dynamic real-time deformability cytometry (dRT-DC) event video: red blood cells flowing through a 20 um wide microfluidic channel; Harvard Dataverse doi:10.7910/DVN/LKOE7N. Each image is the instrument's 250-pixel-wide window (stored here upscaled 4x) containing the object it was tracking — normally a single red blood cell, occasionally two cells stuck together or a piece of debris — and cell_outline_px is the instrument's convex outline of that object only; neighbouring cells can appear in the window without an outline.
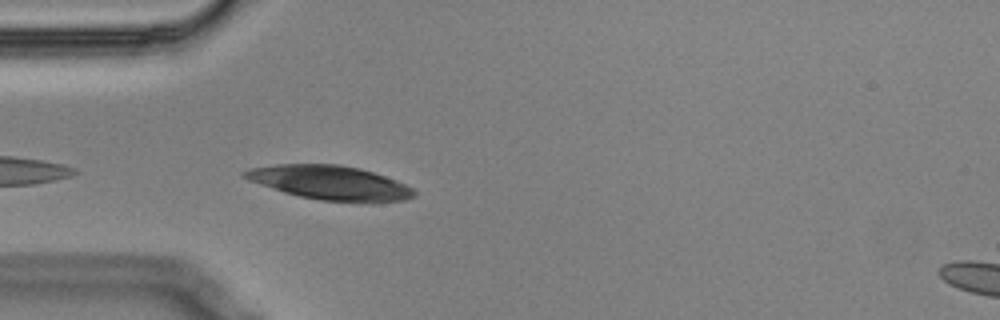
{"species": "Egyptian fruit bat (a non-hibernating species)", "species_latin": "Rousettus aegyptiacus", "temperature_condition": "cold", "stored_images_in_passage": 10, "camera_frame_rate_fps": 3000, "um_per_image_px": 0.085, "animal": {"sex": "male"}, "frame": {"image": 1, "passage_image": 2, "time_ms": 0.333, "image_size_px": [1000, 320], "cell_outline_px": [[416, 196], [404, 200], [372, 204], [360, 204], [320, 200], [300, 196], [284, 192], [248, 180], [240, 176], [240, 172], [252, 168], [276, 164], [340, 164], [360, 168], [396, 180], [412, 188], [416, 192]], "centroid_in_image_um": [28.1, 15.55], "position_along_channel_um": 56.9, "area_um2": 34.28}}
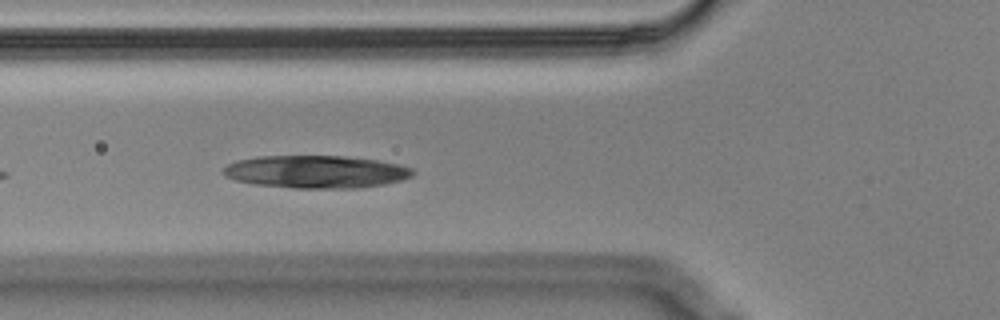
{"frame": {"image": 2, "passage_image": 6, "time_ms": 1.667, "image_size_px": [1000, 320], "cell_outline_px": [[416, 172], [412, 176], [400, 180], [384, 184], [356, 188], [296, 188], [252, 184], [236, 180], [224, 176], [220, 172], [228, 164], [236, 160], [260, 156], [344, 156], [376, 160], [400, 164], [412, 168]], "centroid_in_image_um": [26.84, 14.6], "position_along_channel_um": 99.0, "area_um2": 36.18}}